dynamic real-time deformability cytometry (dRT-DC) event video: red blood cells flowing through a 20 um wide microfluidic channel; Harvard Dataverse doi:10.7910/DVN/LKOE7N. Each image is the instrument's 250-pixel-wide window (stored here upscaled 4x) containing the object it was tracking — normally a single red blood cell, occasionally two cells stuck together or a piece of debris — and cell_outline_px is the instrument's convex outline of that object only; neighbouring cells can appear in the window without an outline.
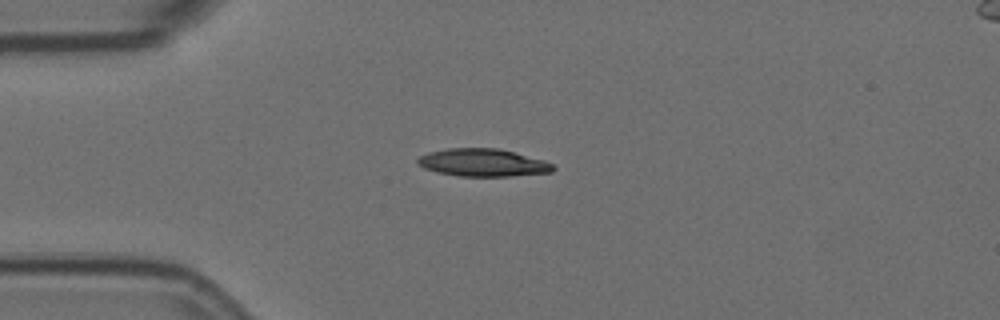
{"species": "Egyptian fruit bat (a non-hibernating species)", "species_latin": "Rousettus aegyptiacus", "temperature_condition": "room temperature", "stored_images_in_passage": 4, "camera_frame_rate_fps": 3000, "um_per_image_px": 0.085, "animal": {"sex": "female"}, "frame": {"image": 1, "passage_image": 2, "time_ms": 0.333, "image_size_px": [1000, 320], "cell_outline_px": [[556, 168], [552, 172], [508, 176], [460, 176], [436, 172], [424, 168], [416, 164], [416, 160], [420, 156], [428, 152], [448, 148], [500, 148], [516, 152], [544, 160], [552, 164]], "centroid_in_image_um": [41.03, 13.82], "position_along_channel_um": 44.0, "area_um2": 21.96}}
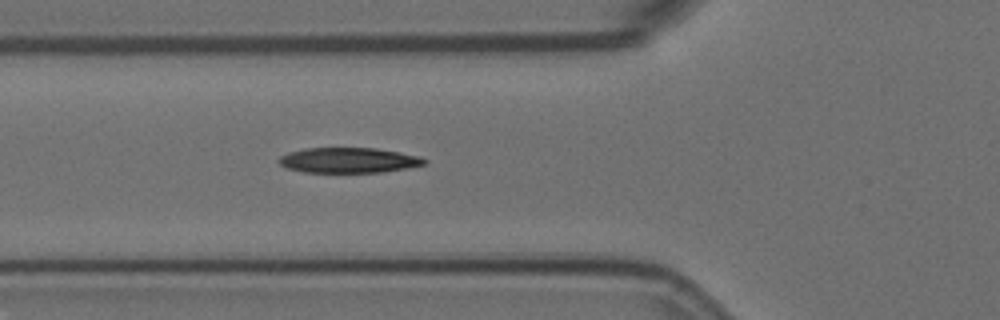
{"frame": {"image": 2, "passage_image": 4, "time_ms": 1.0, "image_size_px": [1000, 320], "cell_outline_px": [[428, 160], [424, 164], [404, 168], [380, 172], [304, 172], [288, 168], [280, 164], [276, 160], [280, 156], [288, 152], [304, 148], [376, 148], [400, 152], [420, 156]], "centroid_in_image_um": [29.6, 13.61], "position_along_channel_um": 96.2, "area_um2": 21.33}}